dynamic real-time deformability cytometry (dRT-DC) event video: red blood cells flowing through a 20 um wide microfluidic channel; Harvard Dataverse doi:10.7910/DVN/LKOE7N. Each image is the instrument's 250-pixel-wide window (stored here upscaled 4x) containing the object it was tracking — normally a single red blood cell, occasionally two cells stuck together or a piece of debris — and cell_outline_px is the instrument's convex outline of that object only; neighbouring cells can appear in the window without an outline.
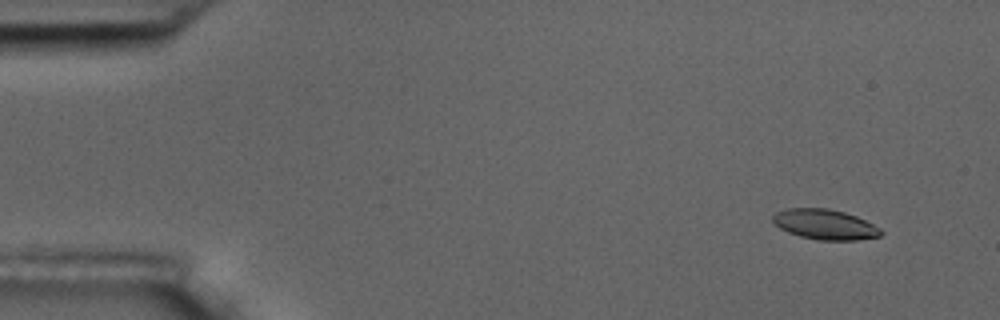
{"species": "common noctule bat (a hibernating species)", "species_latin": "Nyctalus noctula", "temperature_condition": "room temperature", "stored_images_in_passage": 6, "camera_frame_rate_fps": 3000, "um_per_image_px": 0.085, "animal": {"sex": "male", "body_mass_g": 17.5, "forearm_length_mm": 52.3}, "frame": {"image": 1, "passage_image": 2, "time_ms": 1.0, "image_size_px": [1000, 320], "cell_outline_px": [[884, 232], [880, 236], [856, 240], [820, 240], [800, 236], [788, 232], [780, 228], [772, 220], [772, 216], [776, 212], [788, 208], [828, 208], [844, 212], [856, 216], [880, 228]], "centroid_in_image_um": [70.12, 19.07], "position_along_channel_um": 14.9, "area_um2": 18.9}}
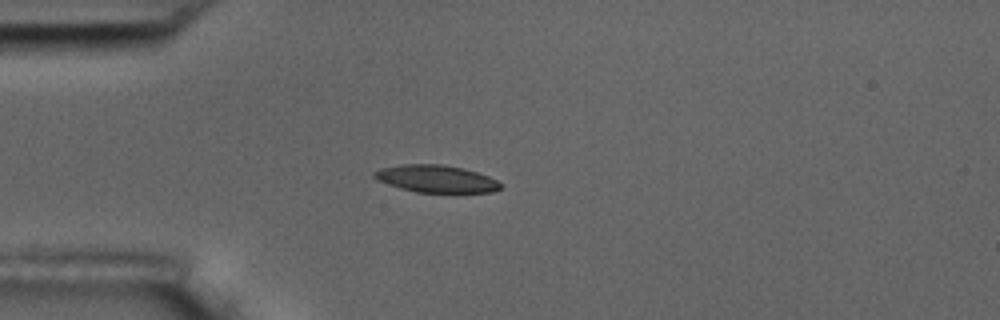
{"frame": {"image": 2, "passage_image": 5, "time_ms": 4.667, "image_size_px": [1000, 320], "cell_outline_px": [[504, 184], [500, 188], [492, 192], [416, 192], [400, 188], [376, 180], [372, 176], [372, 172], [380, 168], [404, 164], [444, 164], [464, 168], [488, 176]], "centroid_in_image_um": [37.05, 15.19], "position_along_channel_um": 48.0, "area_um2": 20.17}}